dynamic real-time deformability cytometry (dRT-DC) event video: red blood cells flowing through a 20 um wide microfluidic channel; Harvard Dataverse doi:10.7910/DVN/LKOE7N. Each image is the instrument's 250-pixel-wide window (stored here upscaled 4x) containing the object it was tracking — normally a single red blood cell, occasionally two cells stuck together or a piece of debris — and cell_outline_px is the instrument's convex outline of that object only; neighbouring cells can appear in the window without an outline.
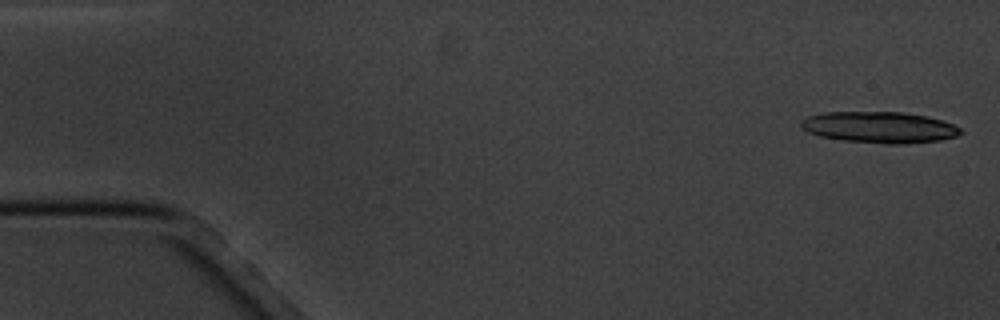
{"species": "common noctule bat (a hibernating species)", "species_latin": "Nyctalus noctula", "temperature_condition": "cold", "stored_images_in_passage": 5, "camera_frame_rate_fps": 3000, "um_per_image_px": 0.085, "animal": {"sex": "male", "body_mass_g": 20.1, "forearm_length_mm": 53.5}, "frame": {"image": 1, "passage_image": 1, "time_ms": 0.0, "image_size_px": [1000, 320], "cell_outline_px": [[964, 132], [956, 136], [940, 140], [904, 144], [884, 144], [844, 140], [820, 136], [808, 132], [800, 124], [800, 120], [808, 116], [824, 112], [904, 112], [928, 116], [952, 124], [960, 128]], "centroid_in_image_um": [74.76, 10.82], "position_along_channel_um": 10.2, "area_um2": 29.07}}